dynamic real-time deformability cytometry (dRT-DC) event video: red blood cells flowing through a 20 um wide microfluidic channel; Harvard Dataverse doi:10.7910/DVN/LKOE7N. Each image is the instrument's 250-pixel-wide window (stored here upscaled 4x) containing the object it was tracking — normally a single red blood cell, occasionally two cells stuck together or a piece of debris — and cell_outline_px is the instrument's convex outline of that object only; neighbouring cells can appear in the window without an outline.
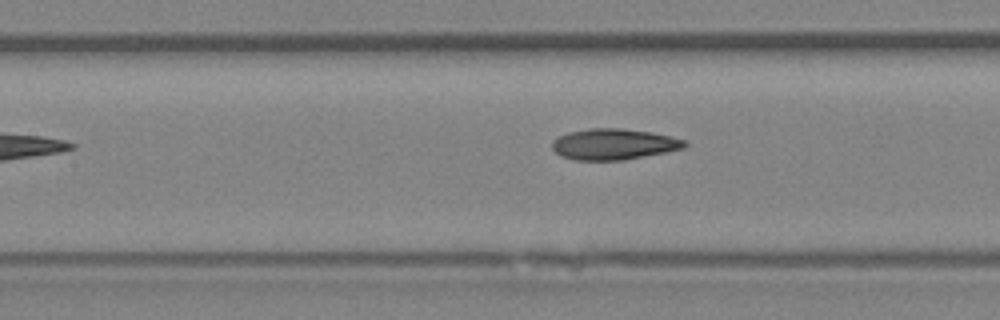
{"species": "Egyptian fruit bat (a non-hibernating species)", "species_latin": "Rousettus aegyptiacus", "temperature_condition": "room temperature", "stored_images_in_passage": 6, "segment_of_instrument_passage": [2, 2], "camera_frame_rate_fps": 3000, "um_per_image_px": 0.085, "animal": {"sex": "female"}, "frame": {"image": 1, "passage_image": 6, "time_ms": 6.333, "image_size_px": [1000, 320], "cell_outline_px": [[688, 144], [684, 148], [624, 160], [572, 160], [560, 156], [552, 148], [552, 140], [568, 132], [592, 128], [620, 128], [652, 132], [672, 136], [684, 140]], "centroid_in_image_um": [52.15, 12.25], "position_along_channel_um": 155.2, "area_um2": 23.93}}